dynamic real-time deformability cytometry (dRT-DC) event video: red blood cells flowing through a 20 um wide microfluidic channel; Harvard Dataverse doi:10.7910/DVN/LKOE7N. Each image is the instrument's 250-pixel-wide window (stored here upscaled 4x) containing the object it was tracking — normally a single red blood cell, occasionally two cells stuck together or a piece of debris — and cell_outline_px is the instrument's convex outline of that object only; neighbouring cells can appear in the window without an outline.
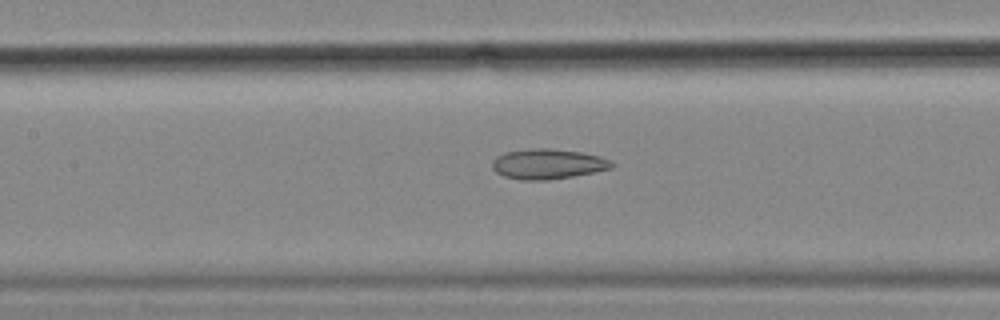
{"species": "common noctule bat (a hibernating species)", "species_latin": "Nyctalus noctula", "temperature_condition": "cold", "stored_images_in_passage": 54, "camera_frame_rate_fps": 3000, "um_per_image_px": 0.085, "animal": {"sex": "female", "body_mass_g": 18.4}, "frame": {"image": 1, "passage_image": 24, "time_ms": 7.667, "image_size_px": [1000, 320], "cell_outline_px": [[616, 164], [612, 168], [572, 176], [548, 180], [520, 180], [504, 176], [496, 172], [492, 168], [492, 160], [496, 156], [504, 152], [532, 148], [548, 148], [580, 152], [600, 156], [612, 160]], "centroid_in_image_um": [46.55, 13.93], "position_along_channel_um": 160.8, "area_um2": 21.1}, "authors_computed_cell_mechanics": {"area_um2": 23.3801, "velocity_mm_per_s": 3.5848, "shape_relaxation_time_tau1_ms": null, "shape_relaxation_time_tau2_ms": 4.8165, "deformation_change_tau1": null, "deformation_change_tau2": 0.1435}}